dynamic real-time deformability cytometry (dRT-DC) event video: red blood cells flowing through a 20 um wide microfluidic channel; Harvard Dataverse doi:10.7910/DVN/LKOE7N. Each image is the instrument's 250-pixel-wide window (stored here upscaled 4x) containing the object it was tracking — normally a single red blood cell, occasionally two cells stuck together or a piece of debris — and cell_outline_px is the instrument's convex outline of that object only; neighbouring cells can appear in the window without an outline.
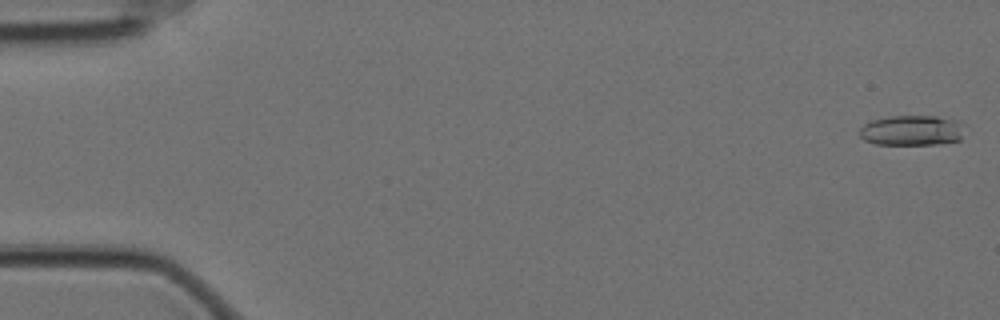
{"species": "Egyptian fruit bat (a non-hibernating species)", "species_latin": "Rousettus aegyptiacus", "temperature_condition": "cold", "stored_images_in_passage": 22, "camera_frame_rate_fps": 3000, "um_per_image_px": 0.085, "animal": {"sex": "female"}, "frame": {"image": 1, "passage_image": 1, "time_ms": 0.0, "image_size_px": [1000, 320], "cell_outline_px": [[960, 140], [936, 144], [876, 144], [864, 140], [860, 136], [860, 128], [864, 124], [872, 120], [888, 116], [936, 116], [960, 120]], "centroid_in_image_um": [77.46, 11.07], "position_along_channel_um": 7.5, "area_um2": 18.32}}
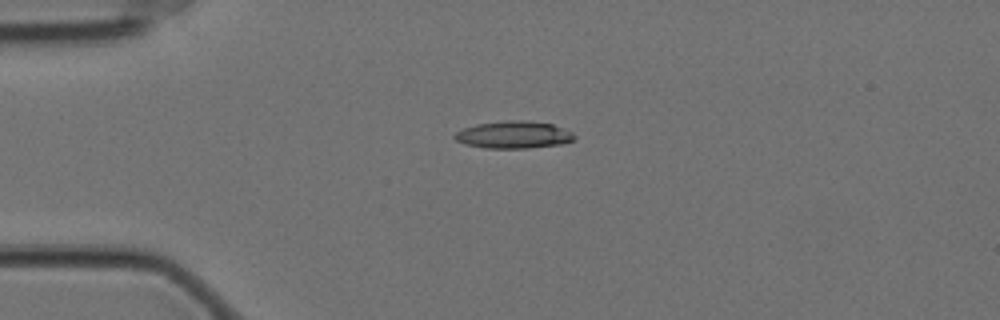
{"frame": {"image": 2, "passage_image": 14, "time_ms": 4.333, "image_size_px": [1000, 320], "cell_outline_px": [[576, 136], [572, 140], [560, 144], [528, 148], [484, 148], [464, 144], [456, 140], [452, 136], [456, 132], [464, 128], [476, 124], [504, 120], [528, 120], [552, 124], [564, 128], [572, 132]], "centroid_in_image_um": [43.64, 11.45], "position_along_channel_um": 41.4, "area_um2": 19.13}}
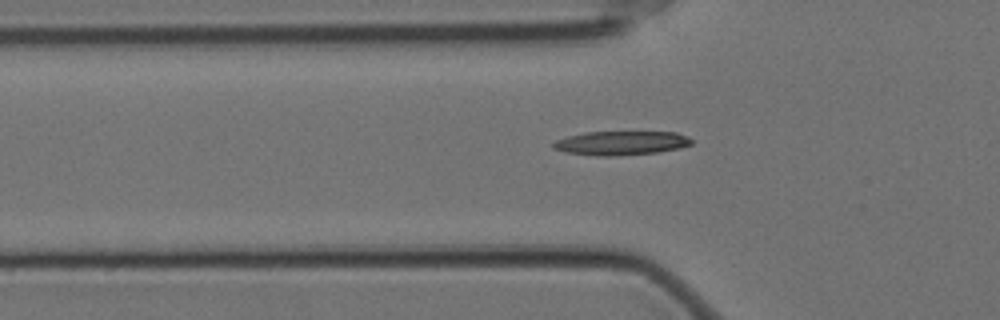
{"frame": {"image": 3, "passage_image": 19, "time_ms": 6.0, "image_size_px": [1000, 320], "cell_outline_px": [[692, 144], [680, 148], [656, 152], [616, 156], [596, 156], [564, 152], [552, 148], [552, 144], [556, 140], [568, 136], [584, 132], [676, 132], [688, 136], [692, 140]], "centroid_in_image_um": [52.78, 12.16], "position_along_channel_um": 73.0, "area_um2": 19.42}}